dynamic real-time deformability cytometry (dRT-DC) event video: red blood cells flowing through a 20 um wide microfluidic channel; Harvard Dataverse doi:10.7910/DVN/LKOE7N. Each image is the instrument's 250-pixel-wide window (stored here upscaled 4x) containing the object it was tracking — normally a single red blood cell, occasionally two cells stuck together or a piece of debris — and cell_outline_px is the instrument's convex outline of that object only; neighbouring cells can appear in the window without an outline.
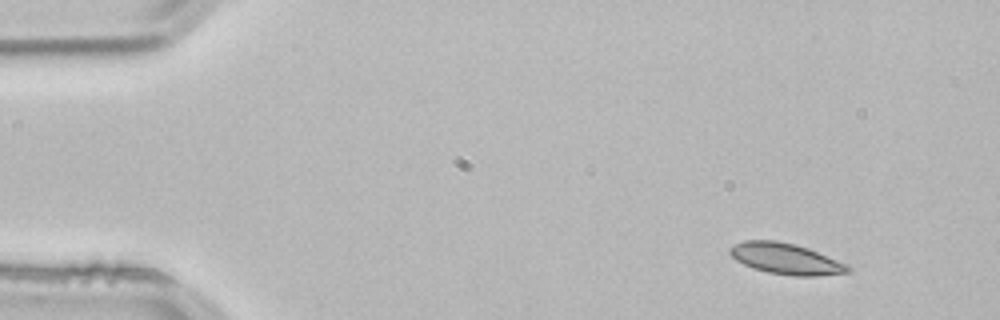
{"species": "common noctule bat (a hibernating species)", "species_latin": "Nyctalus noctula", "temperature_condition": "room temperature", "stored_images_in_passage": 53, "camera_frame_rate_fps": 3000, "um_per_image_px": 0.085, "animal": {"sex": "male", "body_mass_g": 21.5, "forearm_length_mm": 52.0}, "frame": {"image": 1, "passage_image": 5, "time_ms": 1.333, "image_size_px": [1000, 320], "cell_outline_px": [[852, 272], [816, 276], [792, 276], [768, 272], [752, 268], [736, 260], [728, 252], [728, 248], [744, 240], [776, 240], [808, 248], [848, 264], [852, 268]], "centroid_in_image_um": [66.82, 22.0], "position_along_channel_um": 18.2, "area_um2": 21.39}}
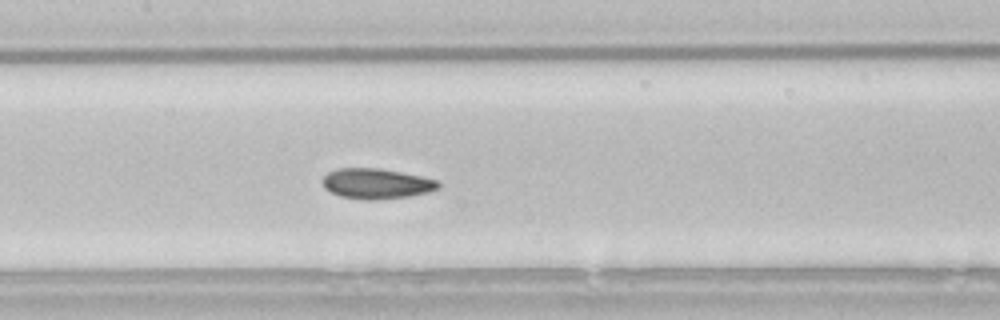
{"frame": {"image": 2, "passage_image": 25, "time_ms": 8.0, "image_size_px": [1000, 320], "cell_outline_px": [[440, 188], [428, 192], [408, 196], [376, 200], [364, 200], [340, 196], [324, 188], [324, 176], [328, 172], [336, 168], [376, 168], [400, 172], [420, 176], [436, 180], [440, 184]], "centroid_in_image_um": [31.99, 15.61], "position_along_channel_um": 175.4, "area_um2": 20.29}}
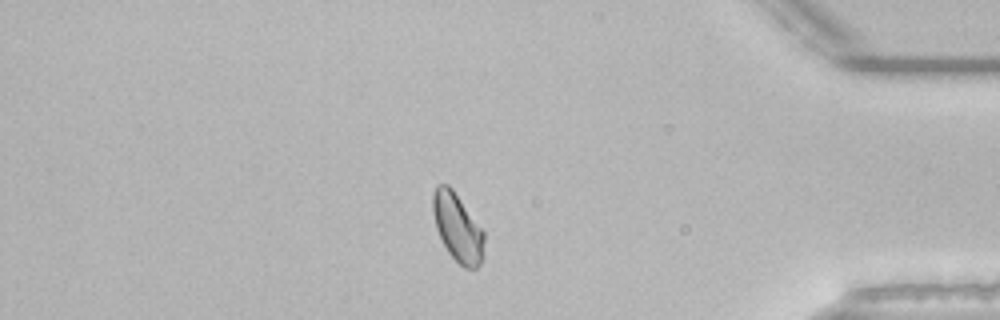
{"frame": {"image": 3, "passage_image": 45, "time_ms": 14.667, "image_size_px": [1000, 320], "cell_outline_px": [[484, 240], [480, 264], [476, 268], [464, 268], [448, 252], [436, 228], [432, 212], [432, 192], [436, 184], [448, 184], [452, 188], [484, 232]], "centroid_in_image_um": [38.85, 19.3], "position_along_channel_um": 396.3, "area_um2": 20.11}, "authors_computed_cell_mechanics": {"area_um2": 20.3456, "velocity_mm_per_s": 3.8135, "shape_relaxation_time_tau1_ms": 5.0889, "shape_relaxation_time_tau2_ms": 3.493, "deformation_change_tau1": 0.0995, "deformation_change_tau2": 0.0428}}